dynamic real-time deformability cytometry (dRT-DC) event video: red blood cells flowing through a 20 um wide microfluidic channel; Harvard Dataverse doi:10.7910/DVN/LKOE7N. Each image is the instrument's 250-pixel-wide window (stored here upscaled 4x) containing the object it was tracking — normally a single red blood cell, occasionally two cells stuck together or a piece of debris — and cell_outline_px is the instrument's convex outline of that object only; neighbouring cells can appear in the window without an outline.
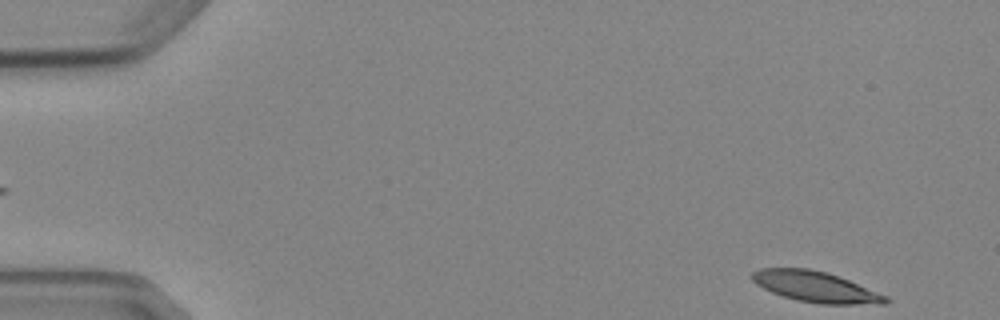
{"species": "Egyptian fruit bat (a non-hibernating species)", "species_latin": "Rousettus aegyptiacus", "temperature_condition": "cold", "stored_images_in_passage": 5, "camera_frame_rate_fps": 3000, "um_per_image_px": 0.085, "animal": {"sex": "female"}, "frame": {"image": 1, "passage_image": 5, "time_ms": 4.667, "image_size_px": [1000, 320], "cell_outline_px": [[892, 300], [888, 304], [820, 304], [796, 300], [772, 292], [756, 284], [748, 276], [752, 272], [760, 268], [808, 268], [828, 272], [888, 296]], "centroid_in_image_um": [69.33, 24.38], "position_along_channel_um": 15.7, "area_um2": 24.04}}